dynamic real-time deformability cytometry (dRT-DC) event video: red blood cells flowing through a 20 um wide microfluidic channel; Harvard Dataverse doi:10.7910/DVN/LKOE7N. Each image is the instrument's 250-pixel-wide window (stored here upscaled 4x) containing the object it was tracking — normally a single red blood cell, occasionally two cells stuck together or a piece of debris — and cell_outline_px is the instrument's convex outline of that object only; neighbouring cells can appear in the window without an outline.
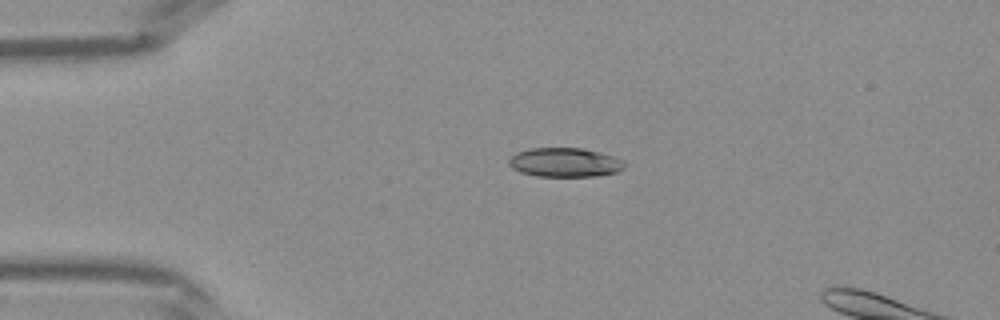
{"species": "Egyptian fruit bat (a non-hibernating species)", "species_latin": "Rousettus aegyptiacus", "temperature_condition": "warm", "stored_images_in_passage": 5, "camera_frame_rate_fps": 3000, "um_per_image_px": 0.085, "frame": {"image": 1, "passage_image": 1, "time_ms": 0.0, "image_size_px": [1000, 320], "cell_outline_px": [[628, 164], [624, 168], [616, 172], [596, 176], [536, 176], [520, 172], [512, 168], [508, 164], [508, 160], [516, 152], [528, 148], [584, 148], [600, 152], [624, 160]], "centroid_in_image_um": [48.02, 13.8], "position_along_channel_um": 37.0, "area_um2": 19.83}}